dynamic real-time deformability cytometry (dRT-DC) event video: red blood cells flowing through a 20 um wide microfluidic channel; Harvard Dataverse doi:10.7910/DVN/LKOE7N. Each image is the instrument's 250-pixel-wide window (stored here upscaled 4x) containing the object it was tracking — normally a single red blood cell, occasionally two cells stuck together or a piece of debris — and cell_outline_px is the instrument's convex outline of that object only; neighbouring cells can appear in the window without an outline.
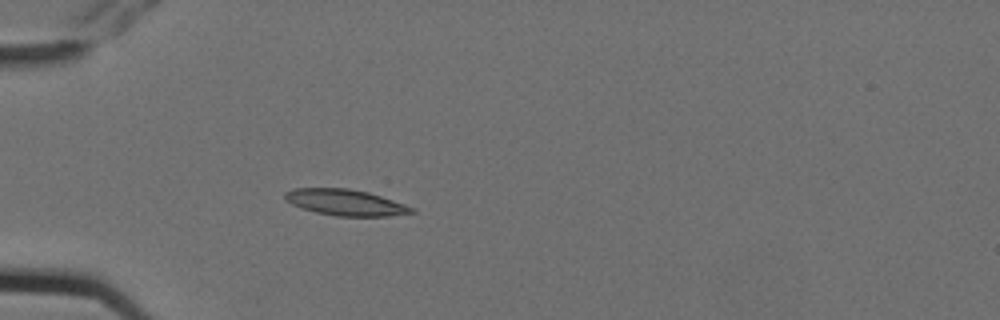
{"species": "Egyptian fruit bat (a non-hibernating species)", "species_latin": "Rousettus aegyptiacus", "temperature_condition": "cold", "stored_images_in_passage": 7, "camera_frame_rate_fps": 3000, "um_per_image_px": 0.085, "animal": {"sex": "female"}, "frame": {"image": 1, "passage_image": 7, "time_ms": 2.0, "image_size_px": [1000, 320], "cell_outline_px": [[416, 212], [388, 216], [336, 216], [316, 212], [300, 208], [284, 200], [284, 192], [292, 188], [348, 188], [368, 192], [416, 208]], "centroid_in_image_um": [29.33, 17.2], "position_along_channel_um": 55.7, "area_um2": 19.36}}